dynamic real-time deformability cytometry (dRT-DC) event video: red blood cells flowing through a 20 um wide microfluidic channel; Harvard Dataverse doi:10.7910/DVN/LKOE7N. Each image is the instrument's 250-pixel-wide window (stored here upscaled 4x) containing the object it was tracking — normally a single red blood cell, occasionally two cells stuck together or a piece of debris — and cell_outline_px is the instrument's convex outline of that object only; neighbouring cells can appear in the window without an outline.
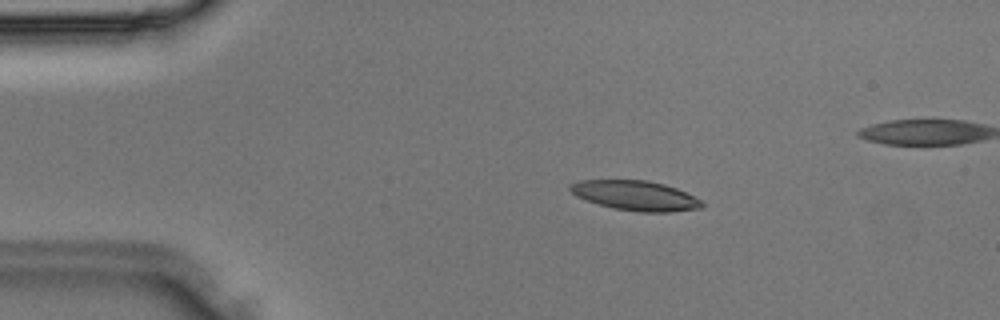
{"species": "Egyptian fruit bat (a non-hibernating species)", "species_latin": "Rousettus aegyptiacus", "temperature_condition": "room temperature", "stored_images_in_passage": 31, "camera_frame_rate_fps": 3000, "um_per_image_px": 0.085, "animal": {"sex": "male"}, "frame": {"image": 1, "passage_image": 1, "time_ms": 0.0, "image_size_px": [1000, 320], "cell_outline_px": [[704, 204], [700, 208], [668, 212], [640, 212], [612, 208], [576, 196], [568, 188], [568, 184], [580, 180], [648, 180], [664, 184], [676, 188], [700, 200]], "centroid_in_image_um": [53.98, 16.61], "position_along_channel_um": 31.0, "area_um2": 22.66}}
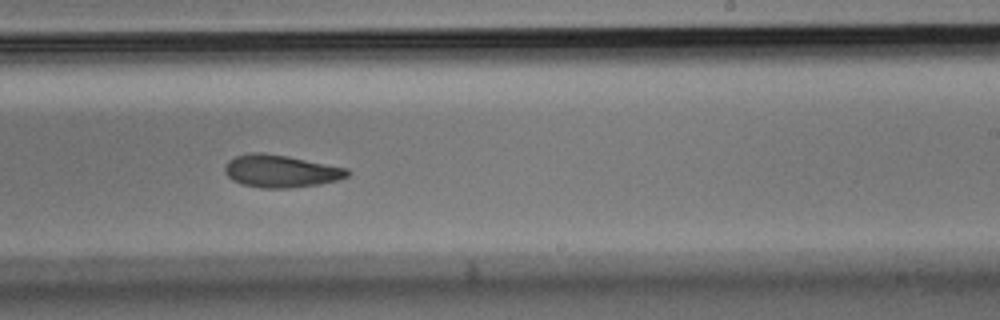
{"frame": {"image": 2, "passage_image": 16, "time_ms": 5.0, "image_size_px": [1000, 320], "cell_outline_px": [[352, 172], [348, 176], [340, 180], [320, 184], [288, 188], [264, 188], [240, 184], [232, 180], [224, 172], [224, 168], [228, 160], [236, 156], [252, 152], [264, 152], [288, 156], [348, 168]], "centroid_in_image_um": [23.88, 14.54], "position_along_channel_um": 265.1, "area_um2": 23.47}}
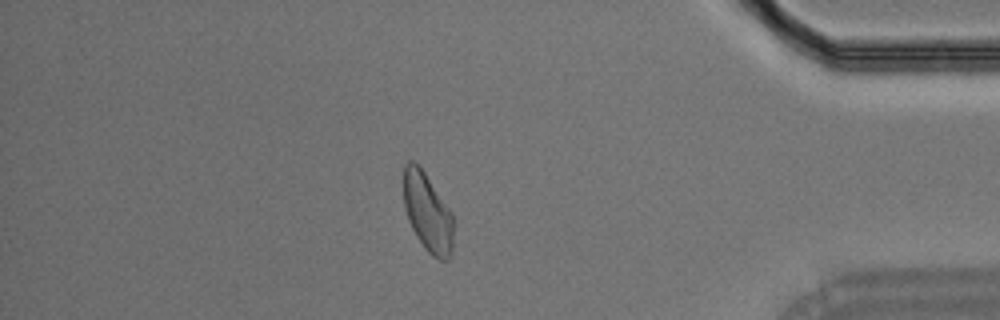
{"frame": {"image": 3, "passage_image": 25, "time_ms": 8.0, "image_size_px": [1000, 320], "cell_outline_px": [[452, 248], [448, 260], [440, 260], [432, 256], [424, 248], [416, 236], [408, 220], [404, 208], [404, 164], [408, 160], [412, 160], [424, 172], [452, 212]], "centroid_in_image_um": [36.33, 18.07], "position_along_channel_um": 398.9, "area_um2": 22.66}}